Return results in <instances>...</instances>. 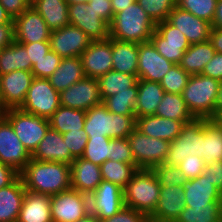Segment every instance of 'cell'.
<instances>
[{"instance_id": "1", "label": "cell", "mask_w": 222, "mask_h": 222, "mask_svg": "<svg viewBox=\"0 0 222 222\" xmlns=\"http://www.w3.org/2000/svg\"><path fill=\"white\" fill-rule=\"evenodd\" d=\"M26 191L54 195L72 188L69 164L31 159L19 174Z\"/></svg>"}, {"instance_id": "2", "label": "cell", "mask_w": 222, "mask_h": 222, "mask_svg": "<svg viewBox=\"0 0 222 222\" xmlns=\"http://www.w3.org/2000/svg\"><path fill=\"white\" fill-rule=\"evenodd\" d=\"M156 24L144 9L134 2L114 15L109 26V37L131 43L149 42Z\"/></svg>"}, {"instance_id": "3", "label": "cell", "mask_w": 222, "mask_h": 222, "mask_svg": "<svg viewBox=\"0 0 222 222\" xmlns=\"http://www.w3.org/2000/svg\"><path fill=\"white\" fill-rule=\"evenodd\" d=\"M160 188L153 169L139 168L123 189L124 204L149 218L160 198Z\"/></svg>"}, {"instance_id": "4", "label": "cell", "mask_w": 222, "mask_h": 222, "mask_svg": "<svg viewBox=\"0 0 222 222\" xmlns=\"http://www.w3.org/2000/svg\"><path fill=\"white\" fill-rule=\"evenodd\" d=\"M136 126V116L111 113L103 103L86 111L84 121V131L88 137L126 138Z\"/></svg>"}, {"instance_id": "5", "label": "cell", "mask_w": 222, "mask_h": 222, "mask_svg": "<svg viewBox=\"0 0 222 222\" xmlns=\"http://www.w3.org/2000/svg\"><path fill=\"white\" fill-rule=\"evenodd\" d=\"M220 83L202 74L190 75L182 96L196 119H214V105Z\"/></svg>"}, {"instance_id": "6", "label": "cell", "mask_w": 222, "mask_h": 222, "mask_svg": "<svg viewBox=\"0 0 222 222\" xmlns=\"http://www.w3.org/2000/svg\"><path fill=\"white\" fill-rule=\"evenodd\" d=\"M204 139V119H195L185 124L180 134L170 142L165 163L178 166L191 156L202 158Z\"/></svg>"}, {"instance_id": "7", "label": "cell", "mask_w": 222, "mask_h": 222, "mask_svg": "<svg viewBox=\"0 0 222 222\" xmlns=\"http://www.w3.org/2000/svg\"><path fill=\"white\" fill-rule=\"evenodd\" d=\"M2 115L10 122L15 134L32 154L50 128L49 120L20 109L5 110Z\"/></svg>"}, {"instance_id": "8", "label": "cell", "mask_w": 222, "mask_h": 222, "mask_svg": "<svg viewBox=\"0 0 222 222\" xmlns=\"http://www.w3.org/2000/svg\"><path fill=\"white\" fill-rule=\"evenodd\" d=\"M127 140L138 168L153 169L165 162L170 142L149 137L137 128L128 135Z\"/></svg>"}, {"instance_id": "9", "label": "cell", "mask_w": 222, "mask_h": 222, "mask_svg": "<svg viewBox=\"0 0 222 222\" xmlns=\"http://www.w3.org/2000/svg\"><path fill=\"white\" fill-rule=\"evenodd\" d=\"M61 106L59 92L49 79L34 77L20 110L49 119Z\"/></svg>"}, {"instance_id": "10", "label": "cell", "mask_w": 222, "mask_h": 222, "mask_svg": "<svg viewBox=\"0 0 222 222\" xmlns=\"http://www.w3.org/2000/svg\"><path fill=\"white\" fill-rule=\"evenodd\" d=\"M53 222H74L90 212L89 195L73 188L50 196Z\"/></svg>"}, {"instance_id": "11", "label": "cell", "mask_w": 222, "mask_h": 222, "mask_svg": "<svg viewBox=\"0 0 222 222\" xmlns=\"http://www.w3.org/2000/svg\"><path fill=\"white\" fill-rule=\"evenodd\" d=\"M31 160V154L24 147L10 122L0 117V162L12 167L19 174Z\"/></svg>"}, {"instance_id": "12", "label": "cell", "mask_w": 222, "mask_h": 222, "mask_svg": "<svg viewBox=\"0 0 222 222\" xmlns=\"http://www.w3.org/2000/svg\"><path fill=\"white\" fill-rule=\"evenodd\" d=\"M59 96L62 106L84 111L103 103L98 80L86 76L61 91Z\"/></svg>"}, {"instance_id": "13", "label": "cell", "mask_w": 222, "mask_h": 222, "mask_svg": "<svg viewBox=\"0 0 222 222\" xmlns=\"http://www.w3.org/2000/svg\"><path fill=\"white\" fill-rule=\"evenodd\" d=\"M90 212L101 221L117 214L124 206L123 189L114 183L102 180L89 195Z\"/></svg>"}, {"instance_id": "14", "label": "cell", "mask_w": 222, "mask_h": 222, "mask_svg": "<svg viewBox=\"0 0 222 222\" xmlns=\"http://www.w3.org/2000/svg\"><path fill=\"white\" fill-rule=\"evenodd\" d=\"M92 42L84 31L72 24L53 30L50 34V50L62 58L81 56Z\"/></svg>"}, {"instance_id": "15", "label": "cell", "mask_w": 222, "mask_h": 222, "mask_svg": "<svg viewBox=\"0 0 222 222\" xmlns=\"http://www.w3.org/2000/svg\"><path fill=\"white\" fill-rule=\"evenodd\" d=\"M33 78V73L25 70H15L0 76L2 113L21 107Z\"/></svg>"}, {"instance_id": "16", "label": "cell", "mask_w": 222, "mask_h": 222, "mask_svg": "<svg viewBox=\"0 0 222 222\" xmlns=\"http://www.w3.org/2000/svg\"><path fill=\"white\" fill-rule=\"evenodd\" d=\"M174 65L158 53L151 41L138 44V79L160 83Z\"/></svg>"}, {"instance_id": "17", "label": "cell", "mask_w": 222, "mask_h": 222, "mask_svg": "<svg viewBox=\"0 0 222 222\" xmlns=\"http://www.w3.org/2000/svg\"><path fill=\"white\" fill-rule=\"evenodd\" d=\"M68 13L69 24L80 28L92 41L109 38V25L88 3L69 5Z\"/></svg>"}, {"instance_id": "18", "label": "cell", "mask_w": 222, "mask_h": 222, "mask_svg": "<svg viewBox=\"0 0 222 222\" xmlns=\"http://www.w3.org/2000/svg\"><path fill=\"white\" fill-rule=\"evenodd\" d=\"M81 59L86 77L98 79L113 70L112 38L92 41L83 51Z\"/></svg>"}, {"instance_id": "19", "label": "cell", "mask_w": 222, "mask_h": 222, "mask_svg": "<svg viewBox=\"0 0 222 222\" xmlns=\"http://www.w3.org/2000/svg\"><path fill=\"white\" fill-rule=\"evenodd\" d=\"M14 22V41L34 43L49 41L51 30L42 16L32 7H28Z\"/></svg>"}, {"instance_id": "20", "label": "cell", "mask_w": 222, "mask_h": 222, "mask_svg": "<svg viewBox=\"0 0 222 222\" xmlns=\"http://www.w3.org/2000/svg\"><path fill=\"white\" fill-rule=\"evenodd\" d=\"M167 21L178 28L186 36L190 44L209 41L211 23L196 17L188 11L176 6L169 14Z\"/></svg>"}, {"instance_id": "21", "label": "cell", "mask_w": 222, "mask_h": 222, "mask_svg": "<svg viewBox=\"0 0 222 222\" xmlns=\"http://www.w3.org/2000/svg\"><path fill=\"white\" fill-rule=\"evenodd\" d=\"M185 192L183 186H161L160 198L154 213L149 217L151 222H175L184 210Z\"/></svg>"}, {"instance_id": "22", "label": "cell", "mask_w": 222, "mask_h": 222, "mask_svg": "<svg viewBox=\"0 0 222 222\" xmlns=\"http://www.w3.org/2000/svg\"><path fill=\"white\" fill-rule=\"evenodd\" d=\"M31 159L37 161H52L64 164H71L74 158L64 142L63 135L56 130L49 128L40 141Z\"/></svg>"}, {"instance_id": "23", "label": "cell", "mask_w": 222, "mask_h": 222, "mask_svg": "<svg viewBox=\"0 0 222 222\" xmlns=\"http://www.w3.org/2000/svg\"><path fill=\"white\" fill-rule=\"evenodd\" d=\"M182 186L185 206L205 207L208 203H222V192L203 174L187 180Z\"/></svg>"}, {"instance_id": "24", "label": "cell", "mask_w": 222, "mask_h": 222, "mask_svg": "<svg viewBox=\"0 0 222 222\" xmlns=\"http://www.w3.org/2000/svg\"><path fill=\"white\" fill-rule=\"evenodd\" d=\"M70 170L72 188L87 195H90L103 180L100 165L82 157L72 161Z\"/></svg>"}, {"instance_id": "25", "label": "cell", "mask_w": 222, "mask_h": 222, "mask_svg": "<svg viewBox=\"0 0 222 222\" xmlns=\"http://www.w3.org/2000/svg\"><path fill=\"white\" fill-rule=\"evenodd\" d=\"M184 125L183 121L151 115L138 117L136 128L149 137L171 142L180 134Z\"/></svg>"}, {"instance_id": "26", "label": "cell", "mask_w": 222, "mask_h": 222, "mask_svg": "<svg viewBox=\"0 0 222 222\" xmlns=\"http://www.w3.org/2000/svg\"><path fill=\"white\" fill-rule=\"evenodd\" d=\"M25 192L20 175L10 185L0 189V222H17Z\"/></svg>"}, {"instance_id": "27", "label": "cell", "mask_w": 222, "mask_h": 222, "mask_svg": "<svg viewBox=\"0 0 222 222\" xmlns=\"http://www.w3.org/2000/svg\"><path fill=\"white\" fill-rule=\"evenodd\" d=\"M17 222H53L50 195L26 191Z\"/></svg>"}, {"instance_id": "28", "label": "cell", "mask_w": 222, "mask_h": 222, "mask_svg": "<svg viewBox=\"0 0 222 222\" xmlns=\"http://www.w3.org/2000/svg\"><path fill=\"white\" fill-rule=\"evenodd\" d=\"M138 92L135 103V116L144 117L155 115L157 106L162 101L164 89L159 82L142 79L137 80Z\"/></svg>"}, {"instance_id": "29", "label": "cell", "mask_w": 222, "mask_h": 222, "mask_svg": "<svg viewBox=\"0 0 222 222\" xmlns=\"http://www.w3.org/2000/svg\"><path fill=\"white\" fill-rule=\"evenodd\" d=\"M85 77L81 56L62 58L61 63L48 78L57 92H61Z\"/></svg>"}, {"instance_id": "30", "label": "cell", "mask_w": 222, "mask_h": 222, "mask_svg": "<svg viewBox=\"0 0 222 222\" xmlns=\"http://www.w3.org/2000/svg\"><path fill=\"white\" fill-rule=\"evenodd\" d=\"M31 6L42 16L51 31L69 24V5L66 0H34Z\"/></svg>"}, {"instance_id": "31", "label": "cell", "mask_w": 222, "mask_h": 222, "mask_svg": "<svg viewBox=\"0 0 222 222\" xmlns=\"http://www.w3.org/2000/svg\"><path fill=\"white\" fill-rule=\"evenodd\" d=\"M215 52L210 41L191 44L184 52L178 65L189 75L201 74L205 65L213 58Z\"/></svg>"}, {"instance_id": "32", "label": "cell", "mask_w": 222, "mask_h": 222, "mask_svg": "<svg viewBox=\"0 0 222 222\" xmlns=\"http://www.w3.org/2000/svg\"><path fill=\"white\" fill-rule=\"evenodd\" d=\"M113 70L125 74H137L138 44L112 39Z\"/></svg>"}, {"instance_id": "33", "label": "cell", "mask_w": 222, "mask_h": 222, "mask_svg": "<svg viewBox=\"0 0 222 222\" xmlns=\"http://www.w3.org/2000/svg\"><path fill=\"white\" fill-rule=\"evenodd\" d=\"M15 70L32 71L26 48L16 41L0 50V76Z\"/></svg>"}, {"instance_id": "34", "label": "cell", "mask_w": 222, "mask_h": 222, "mask_svg": "<svg viewBox=\"0 0 222 222\" xmlns=\"http://www.w3.org/2000/svg\"><path fill=\"white\" fill-rule=\"evenodd\" d=\"M97 80L99 82L101 98L104 101L107 97L117 93L131 92V87L137 83L138 75L111 70Z\"/></svg>"}, {"instance_id": "35", "label": "cell", "mask_w": 222, "mask_h": 222, "mask_svg": "<svg viewBox=\"0 0 222 222\" xmlns=\"http://www.w3.org/2000/svg\"><path fill=\"white\" fill-rule=\"evenodd\" d=\"M155 115L163 118H170L183 121L188 124L196 118L188 109L182 94L164 93L162 101L156 109Z\"/></svg>"}, {"instance_id": "36", "label": "cell", "mask_w": 222, "mask_h": 222, "mask_svg": "<svg viewBox=\"0 0 222 222\" xmlns=\"http://www.w3.org/2000/svg\"><path fill=\"white\" fill-rule=\"evenodd\" d=\"M202 158L206 165L222 161V127L213 119H204Z\"/></svg>"}, {"instance_id": "37", "label": "cell", "mask_w": 222, "mask_h": 222, "mask_svg": "<svg viewBox=\"0 0 222 222\" xmlns=\"http://www.w3.org/2000/svg\"><path fill=\"white\" fill-rule=\"evenodd\" d=\"M86 111L60 106L48 119L50 128L63 134L68 131L84 129Z\"/></svg>"}, {"instance_id": "38", "label": "cell", "mask_w": 222, "mask_h": 222, "mask_svg": "<svg viewBox=\"0 0 222 222\" xmlns=\"http://www.w3.org/2000/svg\"><path fill=\"white\" fill-rule=\"evenodd\" d=\"M222 203H208L205 207L186 206L175 222H220Z\"/></svg>"}, {"instance_id": "39", "label": "cell", "mask_w": 222, "mask_h": 222, "mask_svg": "<svg viewBox=\"0 0 222 222\" xmlns=\"http://www.w3.org/2000/svg\"><path fill=\"white\" fill-rule=\"evenodd\" d=\"M137 169L124 162H118L108 159L102 165H100V171L102 179L118 185L122 189L131 180L133 173Z\"/></svg>"}, {"instance_id": "40", "label": "cell", "mask_w": 222, "mask_h": 222, "mask_svg": "<svg viewBox=\"0 0 222 222\" xmlns=\"http://www.w3.org/2000/svg\"><path fill=\"white\" fill-rule=\"evenodd\" d=\"M137 83L131 87V92H122L107 97L103 104L107 110L114 114L135 116V103L137 98Z\"/></svg>"}, {"instance_id": "41", "label": "cell", "mask_w": 222, "mask_h": 222, "mask_svg": "<svg viewBox=\"0 0 222 222\" xmlns=\"http://www.w3.org/2000/svg\"><path fill=\"white\" fill-rule=\"evenodd\" d=\"M150 41L152 44L191 45L186 36L167 20L156 23Z\"/></svg>"}, {"instance_id": "42", "label": "cell", "mask_w": 222, "mask_h": 222, "mask_svg": "<svg viewBox=\"0 0 222 222\" xmlns=\"http://www.w3.org/2000/svg\"><path fill=\"white\" fill-rule=\"evenodd\" d=\"M110 141L109 137H88L82 158L96 165H102L110 159Z\"/></svg>"}, {"instance_id": "43", "label": "cell", "mask_w": 222, "mask_h": 222, "mask_svg": "<svg viewBox=\"0 0 222 222\" xmlns=\"http://www.w3.org/2000/svg\"><path fill=\"white\" fill-rule=\"evenodd\" d=\"M218 0H176V6L212 24Z\"/></svg>"}, {"instance_id": "44", "label": "cell", "mask_w": 222, "mask_h": 222, "mask_svg": "<svg viewBox=\"0 0 222 222\" xmlns=\"http://www.w3.org/2000/svg\"><path fill=\"white\" fill-rule=\"evenodd\" d=\"M153 22L167 20L171 11L176 7V0H136Z\"/></svg>"}, {"instance_id": "45", "label": "cell", "mask_w": 222, "mask_h": 222, "mask_svg": "<svg viewBox=\"0 0 222 222\" xmlns=\"http://www.w3.org/2000/svg\"><path fill=\"white\" fill-rule=\"evenodd\" d=\"M190 75L175 64L160 81L161 87L166 93L182 94Z\"/></svg>"}, {"instance_id": "46", "label": "cell", "mask_w": 222, "mask_h": 222, "mask_svg": "<svg viewBox=\"0 0 222 222\" xmlns=\"http://www.w3.org/2000/svg\"><path fill=\"white\" fill-rule=\"evenodd\" d=\"M157 175L160 186L183 185L188 179L180 171L179 166L161 163L153 168Z\"/></svg>"}, {"instance_id": "47", "label": "cell", "mask_w": 222, "mask_h": 222, "mask_svg": "<svg viewBox=\"0 0 222 222\" xmlns=\"http://www.w3.org/2000/svg\"><path fill=\"white\" fill-rule=\"evenodd\" d=\"M62 57L53 50H49L43 58L32 66L33 76L48 79L61 63Z\"/></svg>"}, {"instance_id": "48", "label": "cell", "mask_w": 222, "mask_h": 222, "mask_svg": "<svg viewBox=\"0 0 222 222\" xmlns=\"http://www.w3.org/2000/svg\"><path fill=\"white\" fill-rule=\"evenodd\" d=\"M110 160L133 165L136 169L135 159L126 138H115L110 141Z\"/></svg>"}, {"instance_id": "49", "label": "cell", "mask_w": 222, "mask_h": 222, "mask_svg": "<svg viewBox=\"0 0 222 222\" xmlns=\"http://www.w3.org/2000/svg\"><path fill=\"white\" fill-rule=\"evenodd\" d=\"M64 142L74 159L81 158L88 141V135L84 129L68 131L62 134Z\"/></svg>"}, {"instance_id": "50", "label": "cell", "mask_w": 222, "mask_h": 222, "mask_svg": "<svg viewBox=\"0 0 222 222\" xmlns=\"http://www.w3.org/2000/svg\"><path fill=\"white\" fill-rule=\"evenodd\" d=\"M178 166L183 175L190 180L201 175L206 164L203 161V158L194 155L190 158L184 159Z\"/></svg>"}, {"instance_id": "51", "label": "cell", "mask_w": 222, "mask_h": 222, "mask_svg": "<svg viewBox=\"0 0 222 222\" xmlns=\"http://www.w3.org/2000/svg\"><path fill=\"white\" fill-rule=\"evenodd\" d=\"M149 218L137 210L124 206L114 216L103 219L99 222H149Z\"/></svg>"}, {"instance_id": "52", "label": "cell", "mask_w": 222, "mask_h": 222, "mask_svg": "<svg viewBox=\"0 0 222 222\" xmlns=\"http://www.w3.org/2000/svg\"><path fill=\"white\" fill-rule=\"evenodd\" d=\"M158 53L174 64H179L190 45L153 44Z\"/></svg>"}, {"instance_id": "53", "label": "cell", "mask_w": 222, "mask_h": 222, "mask_svg": "<svg viewBox=\"0 0 222 222\" xmlns=\"http://www.w3.org/2000/svg\"><path fill=\"white\" fill-rule=\"evenodd\" d=\"M27 51L28 57L31 60L32 66L39 61L50 50L49 41L34 42V43H20Z\"/></svg>"}, {"instance_id": "54", "label": "cell", "mask_w": 222, "mask_h": 222, "mask_svg": "<svg viewBox=\"0 0 222 222\" xmlns=\"http://www.w3.org/2000/svg\"><path fill=\"white\" fill-rule=\"evenodd\" d=\"M7 14L12 20L19 17L28 7L31 6L29 0H0Z\"/></svg>"}, {"instance_id": "55", "label": "cell", "mask_w": 222, "mask_h": 222, "mask_svg": "<svg viewBox=\"0 0 222 222\" xmlns=\"http://www.w3.org/2000/svg\"><path fill=\"white\" fill-rule=\"evenodd\" d=\"M202 174L222 192V161L206 165Z\"/></svg>"}, {"instance_id": "56", "label": "cell", "mask_w": 222, "mask_h": 222, "mask_svg": "<svg viewBox=\"0 0 222 222\" xmlns=\"http://www.w3.org/2000/svg\"><path fill=\"white\" fill-rule=\"evenodd\" d=\"M96 11L99 17L109 26L113 21L114 14L110 0H92L88 3Z\"/></svg>"}, {"instance_id": "57", "label": "cell", "mask_w": 222, "mask_h": 222, "mask_svg": "<svg viewBox=\"0 0 222 222\" xmlns=\"http://www.w3.org/2000/svg\"><path fill=\"white\" fill-rule=\"evenodd\" d=\"M201 74L222 81V54L215 52Z\"/></svg>"}, {"instance_id": "58", "label": "cell", "mask_w": 222, "mask_h": 222, "mask_svg": "<svg viewBox=\"0 0 222 222\" xmlns=\"http://www.w3.org/2000/svg\"><path fill=\"white\" fill-rule=\"evenodd\" d=\"M18 176L16 170L0 162V189L10 185Z\"/></svg>"}, {"instance_id": "59", "label": "cell", "mask_w": 222, "mask_h": 222, "mask_svg": "<svg viewBox=\"0 0 222 222\" xmlns=\"http://www.w3.org/2000/svg\"><path fill=\"white\" fill-rule=\"evenodd\" d=\"M14 42V24H0V50Z\"/></svg>"}, {"instance_id": "60", "label": "cell", "mask_w": 222, "mask_h": 222, "mask_svg": "<svg viewBox=\"0 0 222 222\" xmlns=\"http://www.w3.org/2000/svg\"><path fill=\"white\" fill-rule=\"evenodd\" d=\"M209 41L212 43L214 50L217 53L222 54V29L212 27L210 30Z\"/></svg>"}, {"instance_id": "61", "label": "cell", "mask_w": 222, "mask_h": 222, "mask_svg": "<svg viewBox=\"0 0 222 222\" xmlns=\"http://www.w3.org/2000/svg\"><path fill=\"white\" fill-rule=\"evenodd\" d=\"M110 1L114 15L120 11H123L126 7L136 2V0H110Z\"/></svg>"}, {"instance_id": "62", "label": "cell", "mask_w": 222, "mask_h": 222, "mask_svg": "<svg viewBox=\"0 0 222 222\" xmlns=\"http://www.w3.org/2000/svg\"><path fill=\"white\" fill-rule=\"evenodd\" d=\"M211 26L216 29H222V0L217 1V7Z\"/></svg>"}, {"instance_id": "63", "label": "cell", "mask_w": 222, "mask_h": 222, "mask_svg": "<svg viewBox=\"0 0 222 222\" xmlns=\"http://www.w3.org/2000/svg\"><path fill=\"white\" fill-rule=\"evenodd\" d=\"M221 112H222V81L220 83L219 91L217 93V98L214 105V118Z\"/></svg>"}, {"instance_id": "64", "label": "cell", "mask_w": 222, "mask_h": 222, "mask_svg": "<svg viewBox=\"0 0 222 222\" xmlns=\"http://www.w3.org/2000/svg\"><path fill=\"white\" fill-rule=\"evenodd\" d=\"M0 24H14L4 7L0 4Z\"/></svg>"}, {"instance_id": "65", "label": "cell", "mask_w": 222, "mask_h": 222, "mask_svg": "<svg viewBox=\"0 0 222 222\" xmlns=\"http://www.w3.org/2000/svg\"><path fill=\"white\" fill-rule=\"evenodd\" d=\"M74 222H99V220L96 218V216L94 214L89 212L87 215H85L84 217H82Z\"/></svg>"}, {"instance_id": "66", "label": "cell", "mask_w": 222, "mask_h": 222, "mask_svg": "<svg viewBox=\"0 0 222 222\" xmlns=\"http://www.w3.org/2000/svg\"><path fill=\"white\" fill-rule=\"evenodd\" d=\"M92 0H66L68 5H73L77 3H89Z\"/></svg>"}, {"instance_id": "67", "label": "cell", "mask_w": 222, "mask_h": 222, "mask_svg": "<svg viewBox=\"0 0 222 222\" xmlns=\"http://www.w3.org/2000/svg\"><path fill=\"white\" fill-rule=\"evenodd\" d=\"M222 127V112L219 113L214 119Z\"/></svg>"}, {"instance_id": "68", "label": "cell", "mask_w": 222, "mask_h": 222, "mask_svg": "<svg viewBox=\"0 0 222 222\" xmlns=\"http://www.w3.org/2000/svg\"><path fill=\"white\" fill-rule=\"evenodd\" d=\"M1 85V82H0ZM0 113H2V96H1V86H0Z\"/></svg>"}]
</instances>
